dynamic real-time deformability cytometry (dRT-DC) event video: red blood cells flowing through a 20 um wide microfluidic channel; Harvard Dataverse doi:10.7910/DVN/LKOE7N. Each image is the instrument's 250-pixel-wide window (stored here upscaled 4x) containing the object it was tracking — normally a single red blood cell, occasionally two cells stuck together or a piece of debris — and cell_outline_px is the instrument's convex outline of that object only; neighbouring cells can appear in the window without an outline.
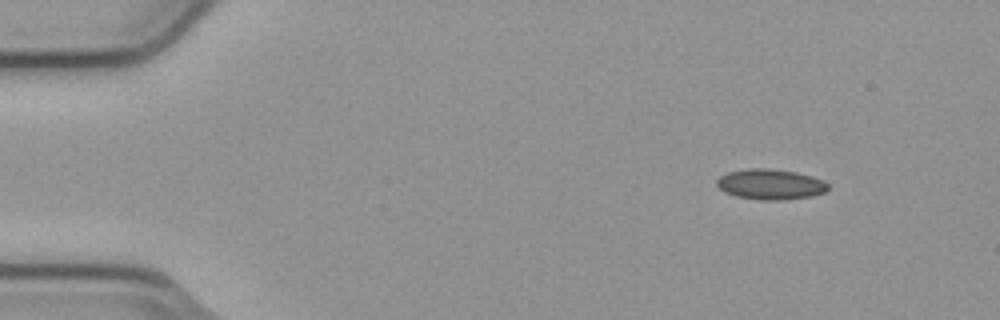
{"species": "common noctule bat (a hibernating species)", "species_latin": "Nyctalus noctula", "temperature_condition": "cold", "stored_images_in_passage": 9, "camera_frame_rate_fps": 3000, "um_per_image_px": 0.085, "animal": {"sex": "male", "body_mass_g": 23.1, "forearm_length_mm": 52.7}, "frame": {"image": 1, "passage_image": 1, "time_ms": 0.0, "image_size_px": [1000, 320], "cell_outline_px": [[828, 188], [824, 192], [812, 196], [780, 200], [764, 200], [736, 196], [724, 192], [716, 184], [716, 180], [720, 176], [728, 172], [748, 168], [768, 168], [796, 172], [812, 176], [824, 180], [828, 184]], "centroid_in_image_um": [65.48, 15.66], "position_along_channel_um": 19.5, "area_um2": 19.71}}
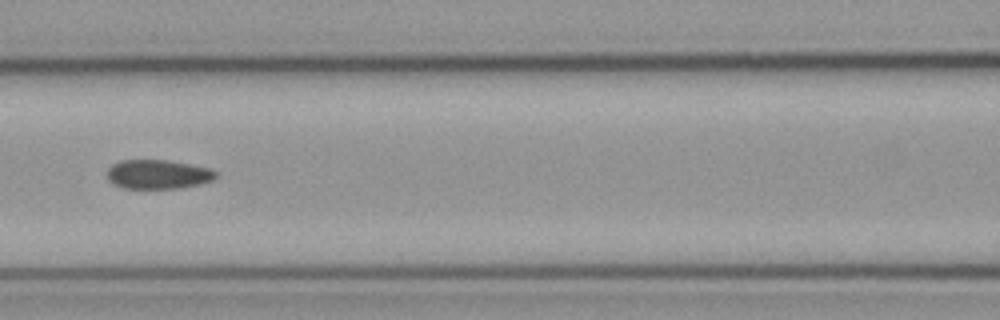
{"frame": {"image": 2, "passage_image": 6, "time_ms": 1.667, "image_size_px": [1000, 320], "cell_outline_px": [[216, 176], [212, 180], [180, 188], [124, 188], [112, 184], [108, 180], [108, 168], [112, 164], [120, 160], [168, 160], [208, 168], [216, 172]], "centroid_in_image_um": [13.37, 14.81], "position_along_channel_um": 153.2, "area_um2": 18.26}}
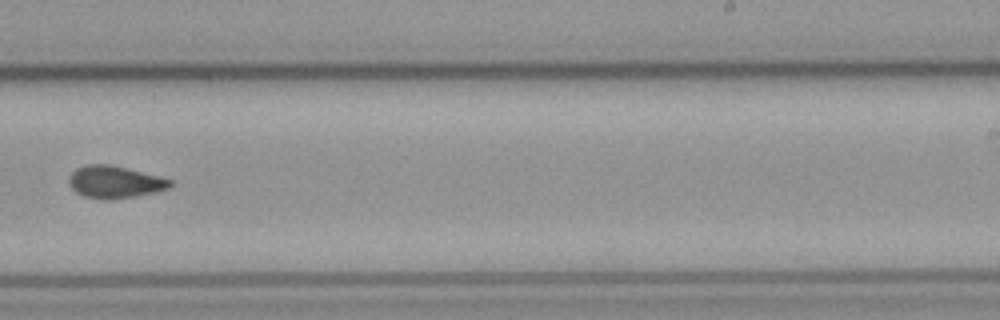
{"frame": {"image": 3, "passage_image": 9, "time_ms": 2.667, "image_size_px": [1000, 320], "cell_outline_px": [[172, 184], [168, 188], [156, 192], [136, 196], [112, 200], [100, 200], [84, 196], [76, 192], [68, 184], [68, 180], [72, 172], [76, 168], [84, 164], [108, 164], [172, 180]], "centroid_in_image_um": [9.7, 15.49], "position_along_channel_um": 279.3, "area_um2": 18.96}}